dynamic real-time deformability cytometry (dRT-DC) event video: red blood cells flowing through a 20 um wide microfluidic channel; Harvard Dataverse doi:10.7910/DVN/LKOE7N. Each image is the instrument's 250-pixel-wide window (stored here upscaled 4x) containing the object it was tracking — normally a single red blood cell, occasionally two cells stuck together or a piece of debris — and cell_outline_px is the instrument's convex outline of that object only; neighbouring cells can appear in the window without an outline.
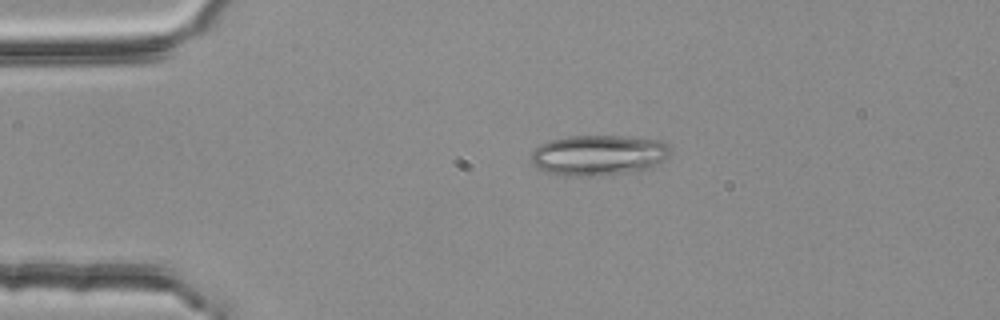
{"species": "common noctule bat (a hibernating species)", "species_latin": "Nyctalus noctula", "temperature_condition": "room temperature", "stored_images_in_passage": 4, "camera_frame_rate_fps": 3000, "um_per_image_px": 0.085, "animal": {"sex": "female", "body_mass_g": 25.1}, "frame": {"image": 1, "passage_image": 4, "time_ms": 1.0, "image_size_px": [1000, 320], "cell_outline_px": [[672, 152], [660, 164], [648, 168], [596, 176], [572, 176], [544, 172], [536, 168], [532, 164], [532, 152], [540, 144], [552, 140], [568, 136], [624, 136], [664, 140], [668, 144]], "centroid_in_image_um": [50.9, 13.18], "position_along_channel_um": 34.1, "area_um2": 32.95}}